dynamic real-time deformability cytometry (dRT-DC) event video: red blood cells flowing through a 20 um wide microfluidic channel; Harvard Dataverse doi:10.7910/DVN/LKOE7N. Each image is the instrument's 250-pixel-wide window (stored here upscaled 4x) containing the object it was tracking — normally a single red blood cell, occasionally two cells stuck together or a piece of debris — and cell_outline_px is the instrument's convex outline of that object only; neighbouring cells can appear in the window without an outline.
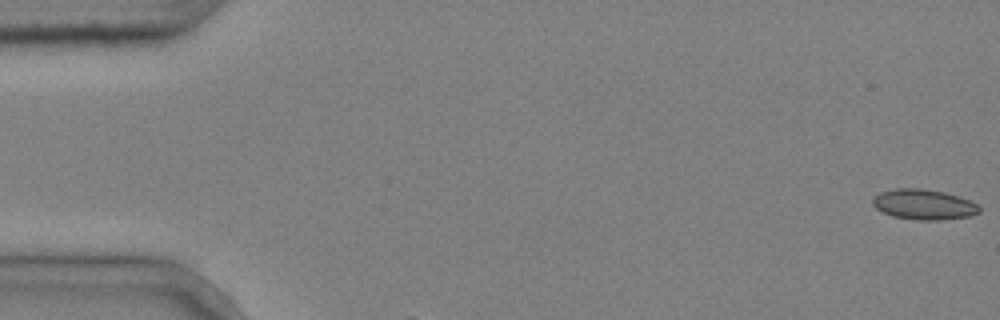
{"species": "common noctule bat (a hibernating species)", "species_latin": "Nyctalus noctula", "temperature_condition": "cold", "stored_images_in_passage": 3, "segment_of_instrument_passage": [1, 3], "camera_frame_rate_fps": 3000, "um_per_image_px": 0.085, "animal": {"sex": "male", "body_mass_g": 20.4}, "frame": {"image": 1, "passage_image": 1, "time_ms": 0.0, "image_size_px": [1000, 320], "cell_outline_px": [[980, 212], [968, 216], [940, 220], [920, 220], [892, 216], [876, 208], [872, 204], [872, 196], [880, 192], [896, 188], [920, 188], [944, 192], [968, 200], [976, 204], [980, 208]], "centroid_in_image_um": [78.47, 17.37], "position_along_channel_um": 6.5, "area_um2": 18.67}}